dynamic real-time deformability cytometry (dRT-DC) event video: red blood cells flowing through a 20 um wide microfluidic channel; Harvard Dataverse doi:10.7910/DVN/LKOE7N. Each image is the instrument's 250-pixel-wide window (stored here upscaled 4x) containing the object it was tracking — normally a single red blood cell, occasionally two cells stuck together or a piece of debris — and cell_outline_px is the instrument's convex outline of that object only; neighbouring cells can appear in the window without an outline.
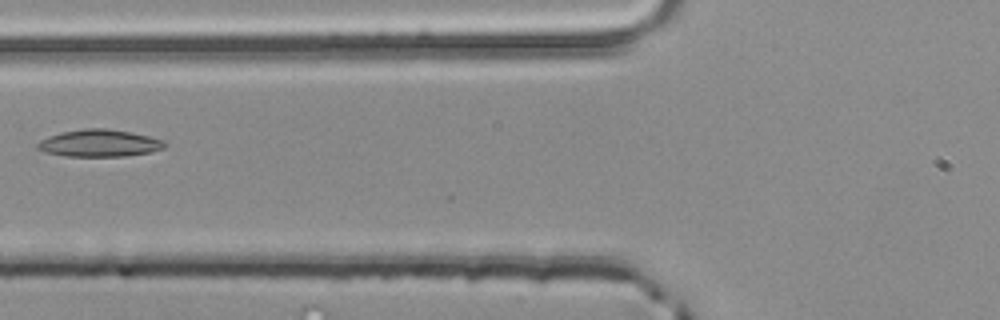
{"species": "common noctule bat (a hibernating species)", "species_latin": "Nyctalus noctula", "temperature_condition": "room temperature", "stored_images_in_passage": 5, "camera_frame_rate_fps": 3000, "um_per_image_px": 0.085, "animal": {"sex": "male", "body_mass_g": 20.4}, "frame": {"image": 1, "passage_image": 5, "time_ms": 1.333, "image_size_px": [1000, 320], "cell_outline_px": [[168, 144], [164, 148], [152, 152], [128, 156], [64, 156], [44, 152], [36, 148], [36, 144], [40, 140], [48, 136], [60, 132], [84, 128], [104, 128], [128, 132], [148, 136], [160, 140]], "centroid_in_image_um": [8.4, 12.18], "position_along_channel_um": 117.4, "area_um2": 20.17}}